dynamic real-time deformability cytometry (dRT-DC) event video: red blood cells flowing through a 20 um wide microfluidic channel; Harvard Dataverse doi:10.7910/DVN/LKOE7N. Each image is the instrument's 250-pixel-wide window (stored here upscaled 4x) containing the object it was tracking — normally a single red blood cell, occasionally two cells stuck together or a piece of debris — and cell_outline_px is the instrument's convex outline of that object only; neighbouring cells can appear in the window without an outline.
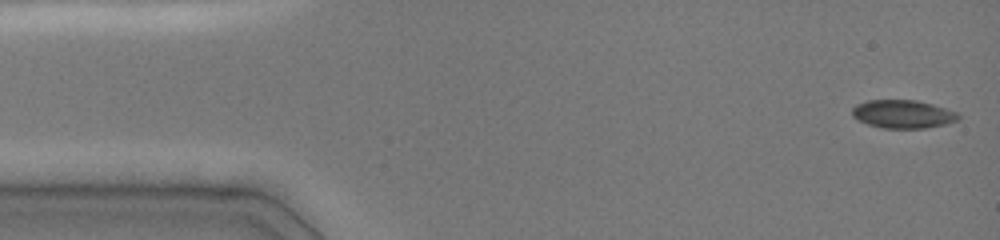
{"species": "common noctule bat (a hibernating species)", "species_latin": "Nyctalus noctula", "temperature_condition": "cold", "stored_images_in_passage": 10, "camera_frame_rate_fps": 3000, "um_per_image_px": 0.085, "animal": {"sex": "female", "body_mass_g": 19.0, "forearm_length_mm": 51.5}, "frame": {"image": 1, "passage_image": 1, "time_ms": 0.0, "image_size_px": [1000, 240], "cell_outline_px": [[960, 120], [944, 124], [924, 128], [884, 128], [868, 124], [852, 116], [852, 108], [856, 104], [868, 100], [916, 100], [932, 104], [956, 112], [960, 116]], "centroid_in_image_um": [76.74, 9.69], "position_along_channel_um": 8.3, "area_um2": 17.34}}